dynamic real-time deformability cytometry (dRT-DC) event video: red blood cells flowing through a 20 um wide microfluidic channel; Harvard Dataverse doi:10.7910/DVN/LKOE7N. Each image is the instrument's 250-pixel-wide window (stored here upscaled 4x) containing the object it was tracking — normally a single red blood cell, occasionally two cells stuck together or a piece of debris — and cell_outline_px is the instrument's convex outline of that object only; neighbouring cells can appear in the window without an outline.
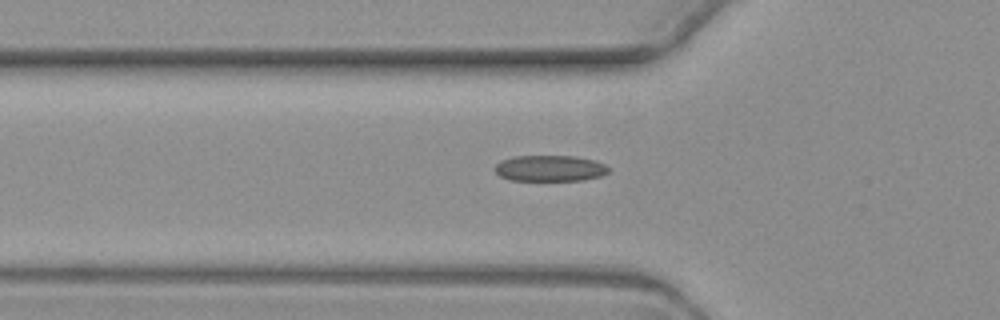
{"species": "common noctule bat (a hibernating species)", "species_latin": "Nyctalus noctula", "temperature_condition": "warm", "stored_images_in_passage": 5, "camera_frame_rate_fps": 3000, "um_per_image_px": 0.085, "animal": {"sex": "female", "body_mass_g": 19.3, "forearm_length_mm": 54.1}, "frame": {"image": 1, "passage_image": 5, "time_ms": 5.667, "image_size_px": [1000, 320], "cell_outline_px": [[608, 172], [600, 176], [580, 180], [512, 180], [500, 176], [492, 168], [500, 160], [516, 156], [576, 156], [592, 160], [604, 164], [608, 168]], "centroid_in_image_um": [46.69, 14.3], "position_along_channel_um": 79.1, "area_um2": 17.11}}